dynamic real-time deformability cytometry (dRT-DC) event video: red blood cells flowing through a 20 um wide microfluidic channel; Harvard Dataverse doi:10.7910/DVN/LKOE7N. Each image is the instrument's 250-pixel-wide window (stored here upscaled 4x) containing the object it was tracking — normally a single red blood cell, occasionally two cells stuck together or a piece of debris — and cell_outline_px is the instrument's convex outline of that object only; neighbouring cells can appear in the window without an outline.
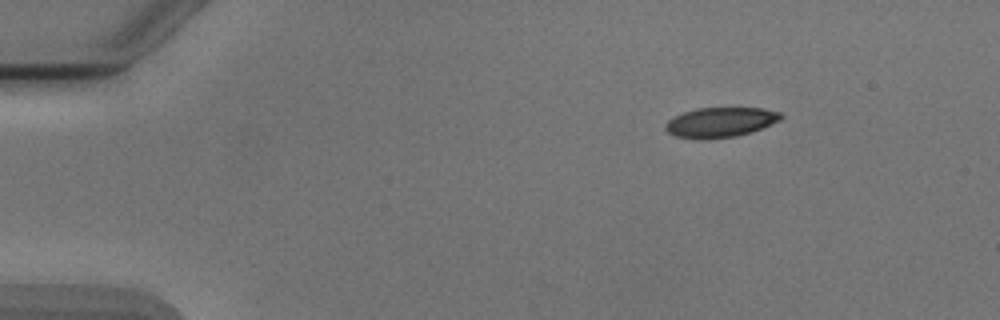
{"species": "Egyptian fruit bat (a non-hibernating species)", "species_latin": "Rousettus aegyptiacus", "temperature_condition": "cold", "stored_images_in_passage": 3, "camera_frame_rate_fps": 3000, "um_per_image_px": 0.085, "animal": {"sex": "male"}, "frame": {"image": 1, "passage_image": 1, "time_ms": 0.0, "image_size_px": [1000, 320], "cell_outline_px": [[784, 116], [780, 120], [752, 132], [736, 136], [708, 140], [700, 140], [676, 136], [668, 132], [664, 128], [664, 124], [668, 120], [684, 112], [696, 108], [764, 108], [780, 112]], "centroid_in_image_um": [61.23, 10.4], "position_along_channel_um": 23.8, "area_um2": 20.29}}